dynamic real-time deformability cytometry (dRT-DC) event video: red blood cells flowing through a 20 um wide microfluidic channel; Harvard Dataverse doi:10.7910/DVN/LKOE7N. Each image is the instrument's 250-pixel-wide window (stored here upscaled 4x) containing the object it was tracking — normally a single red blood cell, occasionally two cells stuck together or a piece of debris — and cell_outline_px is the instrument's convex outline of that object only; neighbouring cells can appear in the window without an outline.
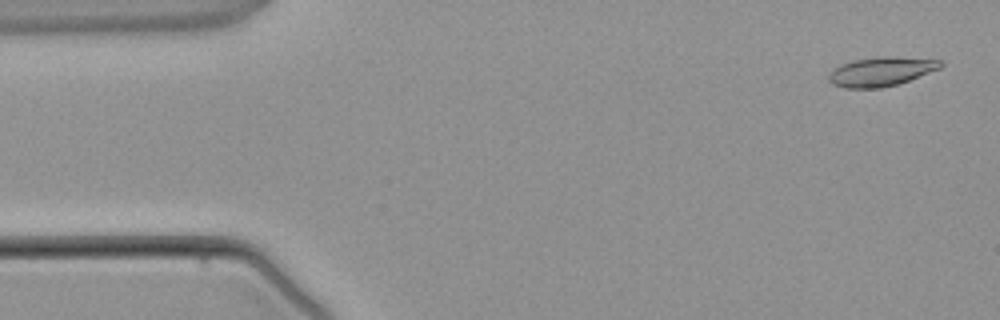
{"species": "common noctule bat (a hibernating species)", "species_latin": "Nyctalus noctula", "temperature_condition": "warm", "stored_images_in_passage": 4, "camera_frame_rate_fps": 3000, "um_per_image_px": 0.085, "animal": {"sex": "male", "body_mass_g": 21.5, "forearm_length_mm": 52.0}, "frame": {"image": 1, "passage_image": 1, "time_ms": 0.0, "image_size_px": [1000, 320], "cell_outline_px": [[944, 64], [940, 68], [908, 80], [896, 84], [880, 88], [844, 88], [832, 84], [828, 80], [828, 76], [840, 64], [852, 60], [884, 56], [888, 56], [940, 60]], "centroid_in_image_um": [74.86, 6.08], "position_along_channel_um": 10.1, "area_um2": 18.73}}